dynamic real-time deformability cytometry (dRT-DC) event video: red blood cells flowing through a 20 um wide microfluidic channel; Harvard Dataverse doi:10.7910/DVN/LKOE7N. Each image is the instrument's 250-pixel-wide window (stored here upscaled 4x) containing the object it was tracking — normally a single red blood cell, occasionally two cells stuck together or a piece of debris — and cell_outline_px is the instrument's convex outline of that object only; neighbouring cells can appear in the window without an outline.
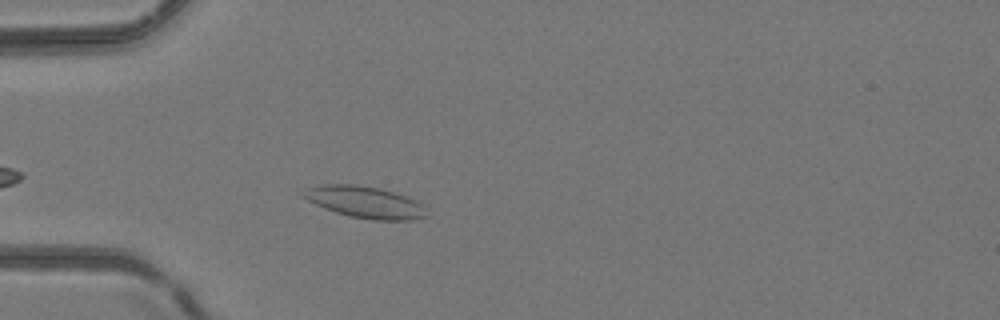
{"species": "common noctule bat (a hibernating species)", "species_latin": "Nyctalus noctula", "temperature_condition": "room temperature", "stored_images_in_passage": 3, "camera_frame_rate_fps": 3000, "um_per_image_px": 0.085, "animal": {"sex": "female", "body_mass_g": 24.6, "forearm_length_mm": 56.2}, "frame": {"image": 1, "passage_image": 3, "time_ms": 0.667, "image_size_px": [1000, 320], "cell_outline_px": [[432, 216], [416, 220], [372, 220], [348, 216], [324, 208], [300, 196], [300, 192], [304, 188], [324, 184], [356, 184], [380, 188], [396, 192], [416, 200], [424, 204]], "centroid_in_image_um": [31.09, 17.19], "position_along_channel_um": 53.9, "area_um2": 23.47}}